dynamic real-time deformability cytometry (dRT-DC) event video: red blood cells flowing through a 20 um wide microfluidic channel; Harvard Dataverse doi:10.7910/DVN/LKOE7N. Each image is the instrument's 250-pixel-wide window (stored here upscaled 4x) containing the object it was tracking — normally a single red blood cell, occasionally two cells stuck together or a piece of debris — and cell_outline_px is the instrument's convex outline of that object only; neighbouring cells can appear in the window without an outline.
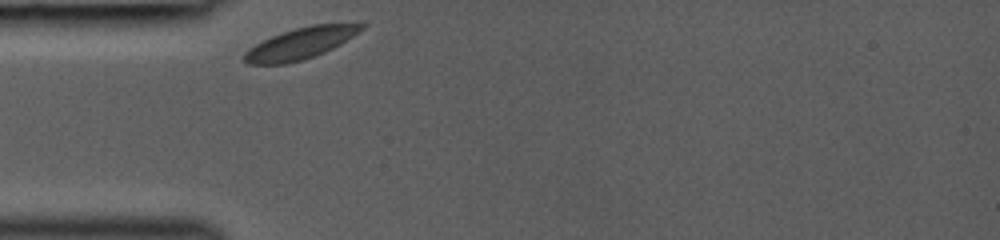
{"species": "common noctule bat (a hibernating species)", "species_latin": "Nyctalus noctula", "temperature_condition": "room temperature", "stored_images_in_passage": 27, "camera_frame_rate_fps": 3000, "um_per_image_px": 0.085, "animal": {"sex": "female", "body_mass_g": 19.0, "forearm_length_mm": 53.3}, "frame": {"image": 1, "passage_image": 1, "time_ms": 0.0, "image_size_px": [1000, 240], "cell_outline_px": [[364, 28], [340, 44], [324, 52], [300, 60], [284, 64], [248, 64], [244, 60], [244, 52], [248, 48], [272, 36], [296, 28], [312, 24], [364, 24]], "centroid_in_image_um": [25.5, 3.69], "position_along_channel_um": 59.5, "area_um2": 20.81}}
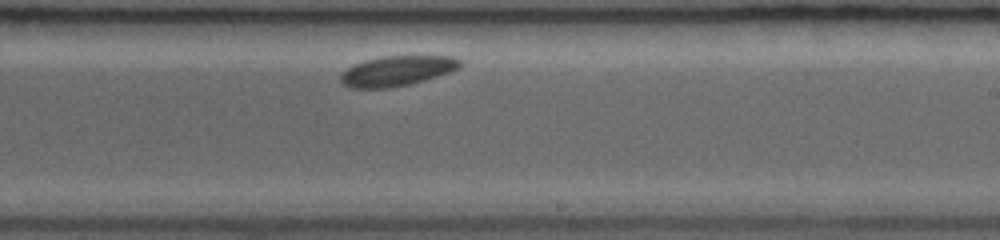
{"frame": {"image": 2, "passage_image": 16, "time_ms": 5.0, "image_size_px": [1000, 240], "cell_outline_px": [[460, 68], [424, 80], [408, 84], [388, 88], [352, 88], [344, 84], [340, 80], [340, 76], [348, 68], [364, 60], [384, 56], [452, 56], [460, 60]], "centroid_in_image_um": [33.74, 6.02], "position_along_channel_um": 255.3, "area_um2": 20.58}}
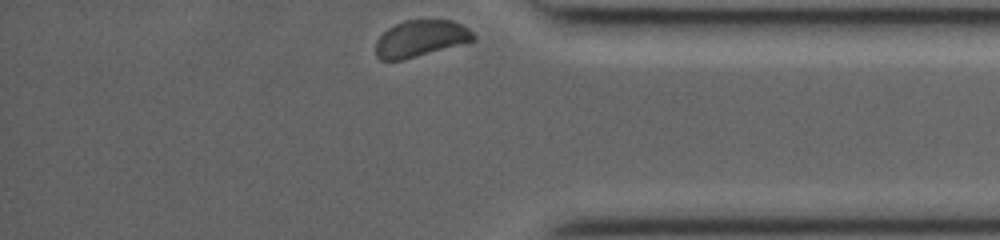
{"frame": {"image": 3, "passage_image": 27, "time_ms": 8.667, "image_size_px": [1000, 240], "cell_outline_px": [[476, 40], [468, 44], [400, 60], [380, 60], [376, 56], [376, 40], [388, 28], [404, 20], [452, 20], [468, 28], [476, 36]], "centroid_in_image_um": [35.8, 3.28], "position_along_channel_um": 399.4, "area_um2": 21.04}}